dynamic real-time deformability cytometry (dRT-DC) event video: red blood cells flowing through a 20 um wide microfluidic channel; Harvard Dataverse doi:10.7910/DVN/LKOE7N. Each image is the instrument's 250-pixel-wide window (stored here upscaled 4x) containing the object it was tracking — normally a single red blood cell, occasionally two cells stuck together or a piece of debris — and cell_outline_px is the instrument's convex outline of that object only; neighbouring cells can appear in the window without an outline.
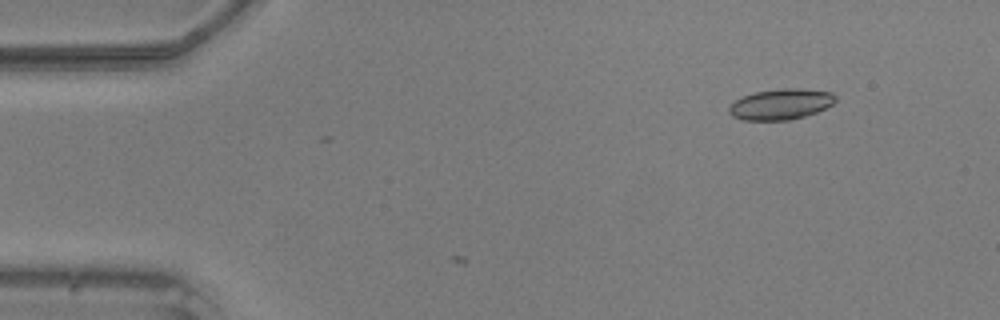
{"species": "common noctule bat (a hibernating species)", "species_latin": "Nyctalus noctula", "temperature_condition": "warm", "stored_images_in_passage": 2, "camera_frame_rate_fps": 3000, "um_per_image_px": 0.085, "animal": {"sex": "male", "body_mass_g": 20.5, "forearm_length_mm": 52.5}, "frame": {"image": 1, "passage_image": 1, "time_ms": 0.0, "image_size_px": [1000, 320], "cell_outline_px": [[836, 100], [832, 104], [816, 112], [804, 116], [788, 120], [744, 120], [732, 116], [728, 112], [728, 108], [736, 100], [744, 96], [756, 92], [784, 88], [804, 88], [832, 92], [836, 96]], "centroid_in_image_um": [66.38, 8.85], "position_along_channel_um": 18.6, "area_um2": 18.96}}